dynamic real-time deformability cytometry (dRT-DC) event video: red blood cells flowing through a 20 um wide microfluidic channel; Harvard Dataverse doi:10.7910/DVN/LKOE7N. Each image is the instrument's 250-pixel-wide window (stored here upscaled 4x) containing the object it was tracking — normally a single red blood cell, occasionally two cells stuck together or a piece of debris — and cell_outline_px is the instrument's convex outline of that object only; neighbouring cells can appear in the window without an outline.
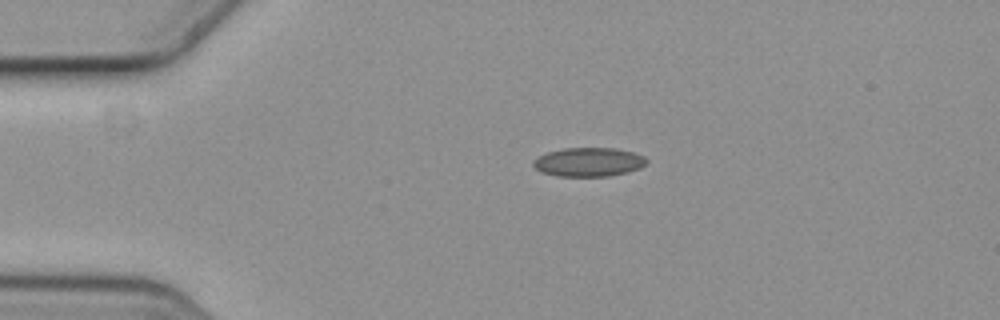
{"species": "common noctule bat (a hibernating species)", "species_latin": "Nyctalus noctula", "temperature_condition": "cold", "stored_images_in_passage": 2, "camera_frame_rate_fps": 3000, "um_per_image_px": 0.085, "animal": {"sex": "female", "body_mass_g": 19.3, "forearm_length_mm": 54.1}, "frame": {"image": 1, "passage_image": 1, "time_ms": 0.0, "image_size_px": [1000, 320], "cell_outline_px": [[648, 160], [640, 168], [608, 176], [556, 176], [540, 172], [532, 164], [532, 160], [536, 156], [548, 152], [564, 148], [616, 148], [632, 152], [644, 156]], "centroid_in_image_um": [49.98, 13.77], "position_along_channel_um": 35.0, "area_um2": 19.07}}